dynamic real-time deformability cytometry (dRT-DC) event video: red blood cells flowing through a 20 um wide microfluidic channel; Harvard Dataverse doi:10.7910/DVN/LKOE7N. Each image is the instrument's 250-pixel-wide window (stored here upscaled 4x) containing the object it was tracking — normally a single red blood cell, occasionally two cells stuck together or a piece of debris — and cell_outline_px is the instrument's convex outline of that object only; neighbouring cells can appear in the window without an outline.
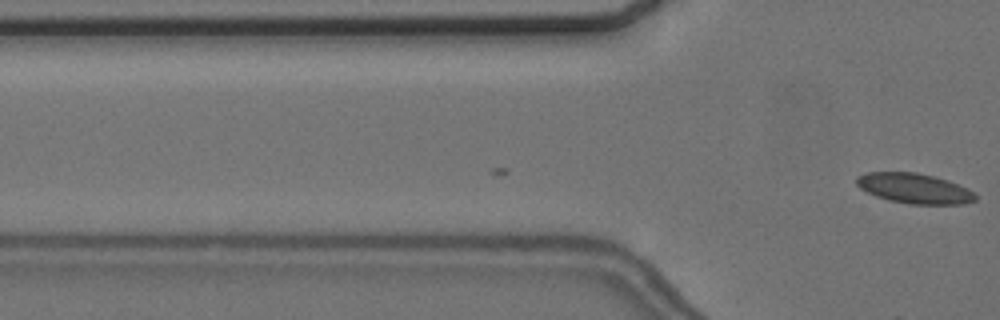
{"species": "common noctule bat (a hibernating species)", "species_latin": "Nyctalus noctula", "temperature_condition": "cold", "stored_images_in_passage": 12, "camera_frame_rate_fps": 3000, "um_per_image_px": 0.085, "animal": {"sex": "female", "body_mass_g": 24.6, "forearm_length_mm": 56.2}, "frame": {"image": 1, "passage_image": 12, "time_ms": 3.667, "image_size_px": [1000, 320], "cell_outline_px": [[976, 200], [964, 204], [912, 204], [888, 200], [876, 196], [860, 188], [856, 184], [856, 176], [868, 172], [916, 172], [948, 180], [968, 188], [976, 196]], "centroid_in_image_um": [77.71, 16.01], "position_along_channel_um": 48.1, "area_um2": 20.81}}